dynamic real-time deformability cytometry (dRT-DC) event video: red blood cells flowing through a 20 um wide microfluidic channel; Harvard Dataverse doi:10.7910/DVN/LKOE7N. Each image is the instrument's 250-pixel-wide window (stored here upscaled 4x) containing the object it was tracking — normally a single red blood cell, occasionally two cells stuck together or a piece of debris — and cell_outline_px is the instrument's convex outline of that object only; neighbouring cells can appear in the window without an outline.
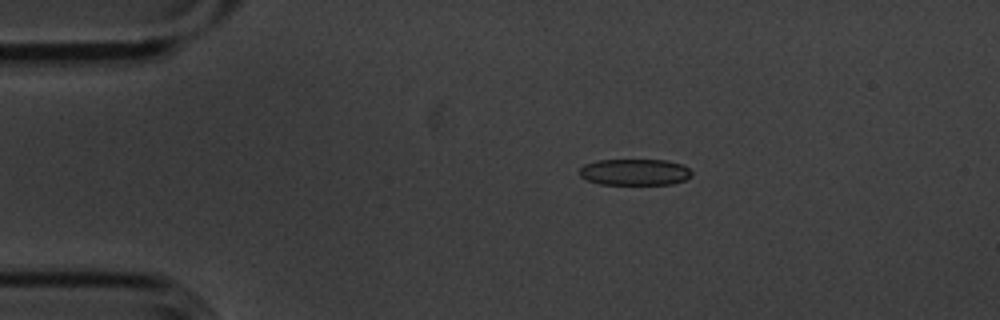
{"species": "common noctule bat (a hibernating species)", "species_latin": "Nyctalus noctula", "temperature_condition": "cold", "stored_images_in_passage": 4, "camera_frame_rate_fps": 3000, "um_per_image_px": 0.085, "animal": {"sex": "male", "body_mass_g": 20.1, "forearm_length_mm": 53.5}, "frame": {"image": 1, "passage_image": 2, "time_ms": 0.333, "image_size_px": [1000, 320], "cell_outline_px": [[692, 176], [684, 180], [672, 184], [600, 184], [588, 180], [580, 176], [580, 168], [584, 164], [596, 160], [668, 160], [684, 164], [692, 172]], "centroid_in_image_um": [53.98, 14.62], "position_along_channel_um": 31.0, "area_um2": 17.34}}